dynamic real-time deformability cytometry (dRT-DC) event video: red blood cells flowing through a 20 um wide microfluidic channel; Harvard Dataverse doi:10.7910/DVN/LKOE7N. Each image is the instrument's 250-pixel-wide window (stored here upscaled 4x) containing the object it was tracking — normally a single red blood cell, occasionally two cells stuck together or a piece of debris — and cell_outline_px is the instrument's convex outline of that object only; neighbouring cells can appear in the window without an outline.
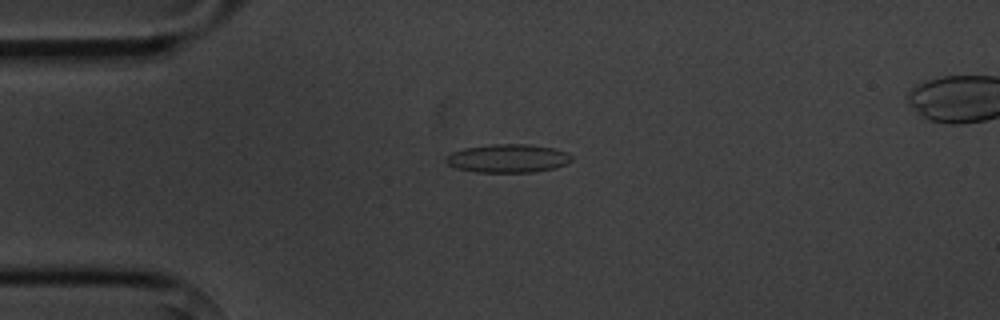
{"species": "common noctule bat (a hibernating species)", "species_latin": "Nyctalus noctula", "temperature_condition": "cold", "stored_images_in_passage": 15, "camera_frame_rate_fps": 3000, "um_per_image_px": 0.085, "animal": {"sex": "male", "body_mass_g": 20.1, "forearm_length_mm": 53.5}, "frame": {"image": 1, "passage_image": 3, "time_ms": 3.333, "image_size_px": [1000, 320], "cell_outline_px": [[572, 160], [568, 164], [556, 168], [532, 172], [476, 172], [456, 168], [448, 164], [444, 160], [452, 152], [464, 148], [492, 144], [528, 144], [552, 148], [568, 152], [572, 156]], "centroid_in_image_um": [43.2, 13.46], "position_along_channel_um": 41.8, "area_um2": 20.87}}
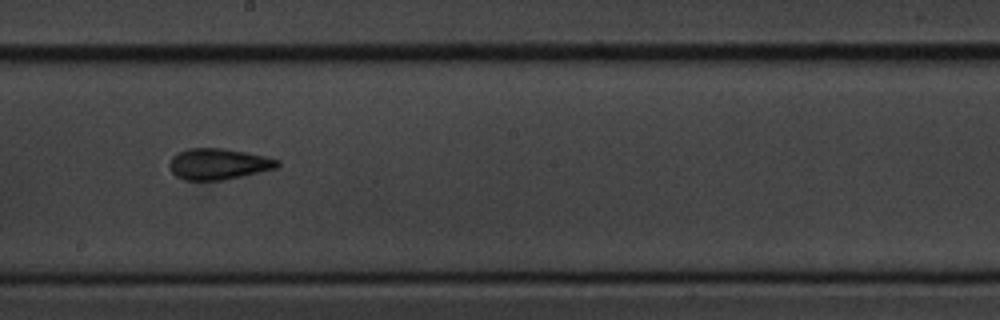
{"frame": {"image": 2, "passage_image": 8, "time_ms": 9.0, "image_size_px": [1000, 320], "cell_outline_px": [[280, 164], [276, 168], [224, 180], [184, 180], [176, 176], [172, 172], [168, 164], [172, 156], [176, 152], [188, 148], [224, 148], [264, 156], [280, 160]], "centroid_in_image_um": [18.52, 13.93], "position_along_channel_um": 229.7, "area_um2": 19.59}}
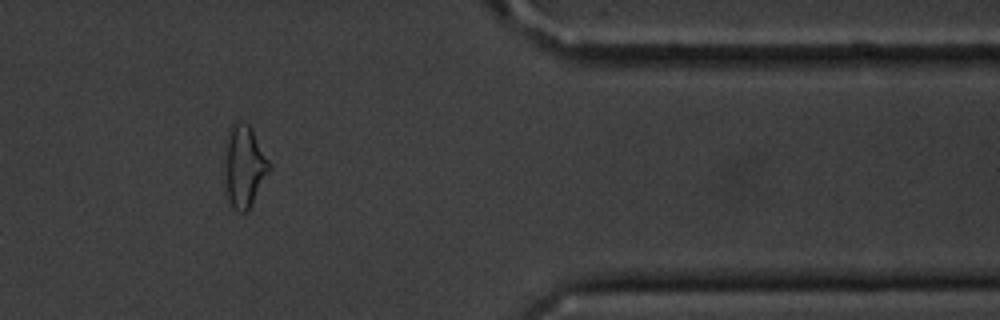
{"frame": {"image": 3, "passage_image": 12, "time_ms": 14.0, "image_size_px": [1000, 320], "cell_outline_px": [[272, 168], [248, 208], [244, 212], [236, 212], [232, 208], [228, 200], [224, 176], [228, 132], [232, 124], [236, 120], [248, 124], [252, 128], [272, 164]], "centroid_in_image_um": [20.77, 14.12], "position_along_channel_um": 390.6, "area_um2": 21.33}, "authors_computed_cell_mechanics": {"area_um2": 19.7098, "velocity_mm_per_s": 3.6575, "shape_relaxation_time_tau1_ms": 4.2521, "shape_relaxation_time_tau2_ms": null, "deformation_change_tau1": 0.099, "deformation_change_tau2": null}}